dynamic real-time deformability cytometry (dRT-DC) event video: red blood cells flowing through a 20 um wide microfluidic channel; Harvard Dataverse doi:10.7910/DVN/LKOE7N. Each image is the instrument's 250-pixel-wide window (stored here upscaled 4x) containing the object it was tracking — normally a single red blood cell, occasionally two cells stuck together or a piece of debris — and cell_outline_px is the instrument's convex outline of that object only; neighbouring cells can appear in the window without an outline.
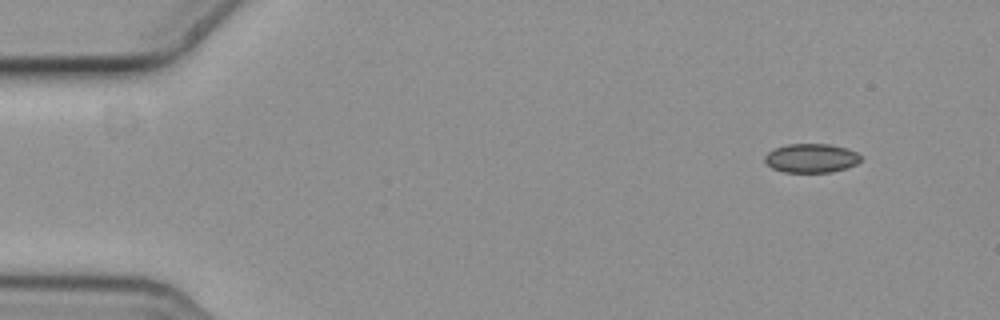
{"species": "common noctule bat (a hibernating species)", "species_latin": "Nyctalus noctula", "temperature_condition": "cold", "stored_images_in_passage": 3, "camera_frame_rate_fps": 3000, "um_per_image_px": 0.085, "animal": {"sex": "female", "body_mass_g": 19.3, "forearm_length_mm": 54.1}, "frame": {"image": 1, "passage_image": 1, "time_ms": 0.0, "image_size_px": [1000, 320], "cell_outline_px": [[860, 160], [856, 164], [832, 172], [784, 172], [772, 168], [764, 160], [764, 156], [768, 152], [776, 148], [788, 144], [828, 144], [844, 148], [856, 152], [860, 156]], "centroid_in_image_um": [68.92, 13.44], "position_along_channel_um": 16.1, "area_um2": 15.95}}